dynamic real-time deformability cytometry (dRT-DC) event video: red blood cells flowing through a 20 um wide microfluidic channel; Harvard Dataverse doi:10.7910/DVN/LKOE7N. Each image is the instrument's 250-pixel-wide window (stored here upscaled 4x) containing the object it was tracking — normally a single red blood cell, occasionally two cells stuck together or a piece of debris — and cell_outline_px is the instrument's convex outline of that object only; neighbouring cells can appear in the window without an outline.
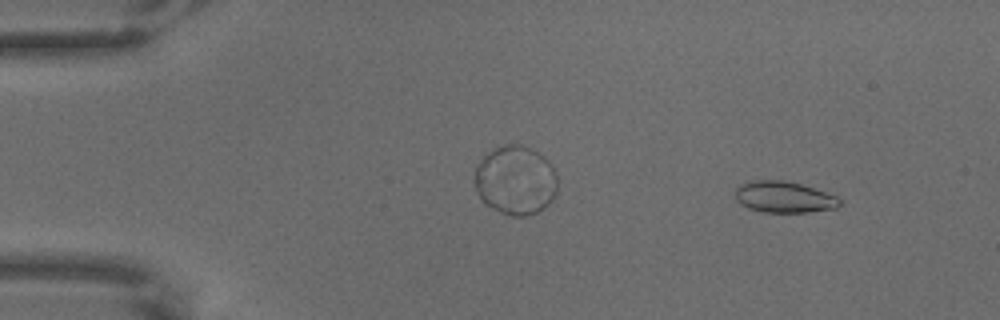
{"species": "common noctule bat (a hibernating species)", "species_latin": "Nyctalus noctula", "temperature_condition": "warm", "stored_images_in_passage": 65, "camera_frame_rate_fps": 3000, "um_per_image_px": 0.085, "animal": {"sex": "male", "body_mass_g": 18.8}, "frame": {"image": 1, "passage_image": 7, "time_ms": 2.0, "image_size_px": [1000, 320], "cell_outline_px": [[840, 204], [836, 208], [808, 212], [764, 212], [748, 208], [740, 204], [736, 200], [736, 188], [740, 184], [752, 180], [784, 180], [800, 184], [836, 196], [840, 200]], "centroid_in_image_um": [66.6, 16.75], "position_along_channel_um": 18.4, "area_um2": 18.9}}
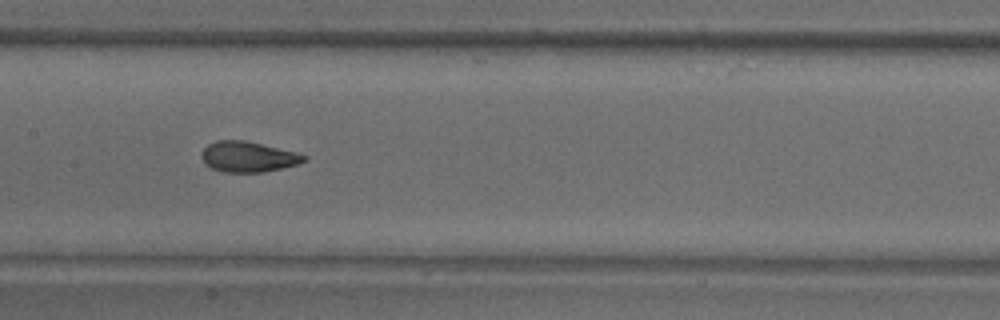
{"frame": {"image": 2, "passage_image": 33, "time_ms": 10.667, "image_size_px": [1000, 320], "cell_outline_px": [[308, 160], [296, 164], [264, 172], [224, 172], [212, 168], [204, 164], [200, 156], [200, 152], [208, 144], [216, 140], [244, 140], [296, 152], [308, 156]], "centroid_in_image_um": [21.05, 13.32], "position_along_channel_um": 186.3, "area_um2": 18.26}}
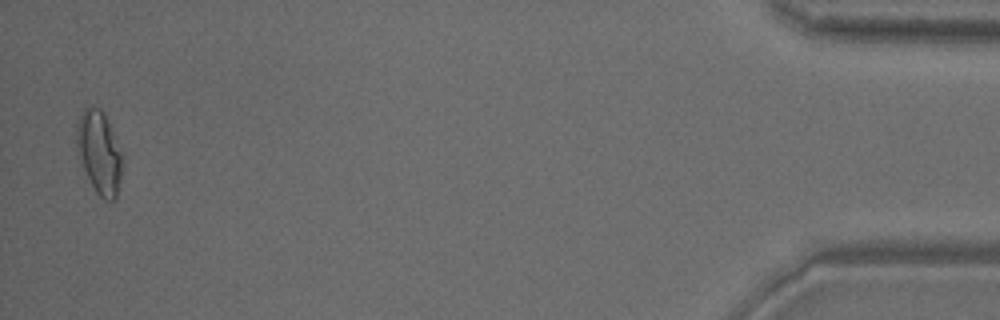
{"frame": {"image": 3, "passage_image": 64, "time_ms": 21.0, "image_size_px": [1000, 320], "cell_outline_px": [[124, 160], [116, 200], [104, 200], [96, 192], [84, 168], [80, 156], [76, 140], [76, 124], [84, 108], [100, 108], [104, 112], [108, 120]], "centroid_in_image_um": [8.47, 12.96], "position_along_channel_um": 426.7, "area_um2": 21.73}}